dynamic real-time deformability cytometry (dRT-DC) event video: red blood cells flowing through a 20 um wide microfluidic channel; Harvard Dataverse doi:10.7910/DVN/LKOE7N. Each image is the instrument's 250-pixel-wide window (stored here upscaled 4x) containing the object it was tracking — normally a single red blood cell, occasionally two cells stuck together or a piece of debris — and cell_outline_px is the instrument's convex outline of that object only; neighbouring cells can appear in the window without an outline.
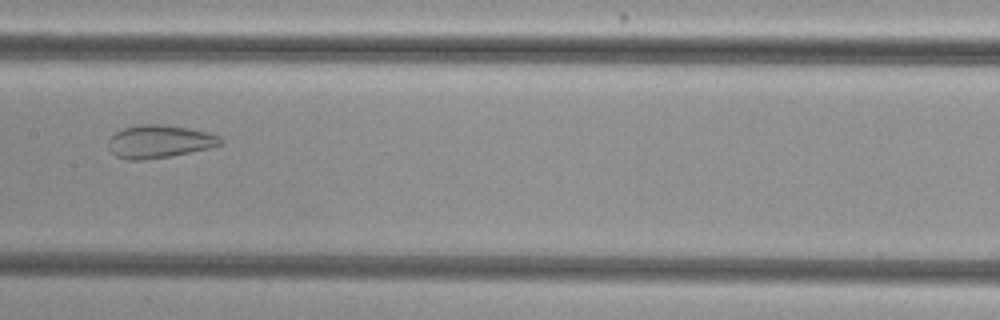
{"species": "common noctule bat (a hibernating species)", "species_latin": "Nyctalus noctula", "temperature_condition": "cold", "stored_images_in_passage": 38, "camera_frame_rate_fps": 3000, "um_per_image_px": 0.085, "animal": {"sex": "female", "body_mass_g": 29.2, "forearm_length_mm": 56.3}, "frame": {"image": 1, "passage_image": 12, "time_ms": 3.667, "image_size_px": [1000, 320], "cell_outline_px": [[224, 140], [220, 144], [208, 148], [168, 156], [144, 160], [128, 160], [116, 156], [108, 148], [108, 140], [116, 132], [124, 128], [140, 124], [164, 124], [188, 128], [208, 132], [220, 136]], "centroid_in_image_um": [13.53, 12.02], "position_along_channel_um": 193.9, "area_um2": 21.39}}
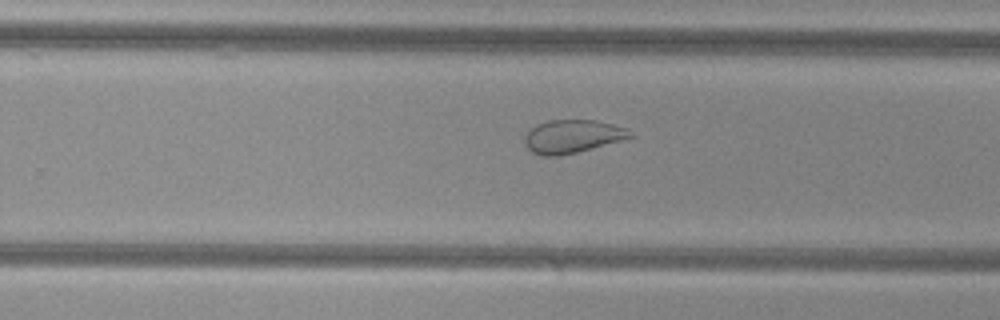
{"frame": {"image": 2, "passage_image": 19, "time_ms": 6.0, "image_size_px": [1000, 320], "cell_outline_px": [[636, 136], [624, 140], [560, 156], [544, 156], [532, 152], [528, 148], [524, 140], [524, 136], [536, 124], [548, 120], [596, 120], [628, 128]], "centroid_in_image_um": [48.69, 11.59], "position_along_channel_um": 281.1, "area_um2": 20.52}}
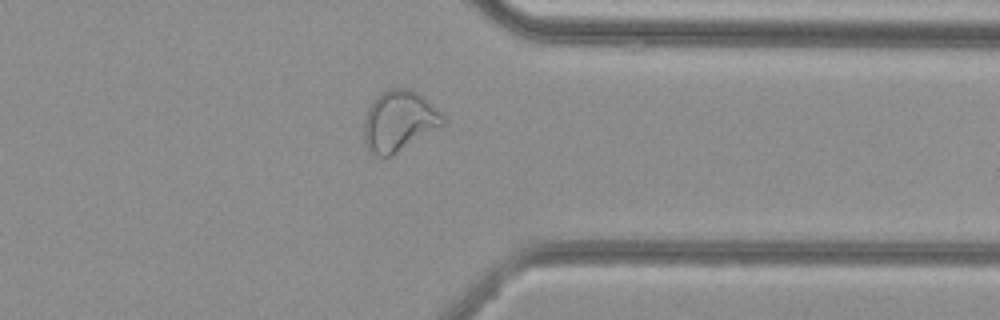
{"frame": {"image": 3, "passage_image": 27, "time_ms": 8.667, "image_size_px": [1000, 320], "cell_outline_px": [[444, 124], [392, 156], [376, 156], [368, 152], [364, 140], [364, 120], [368, 108], [376, 96], [380, 92], [388, 88], [408, 88], [416, 92], [444, 112]], "centroid_in_image_um": [33.91, 10.28], "position_along_channel_um": 377.5, "area_um2": 28.09}, "authors_computed_cell_mechanics": {"area_um2": 25.721, "velocity_mm_per_s": 3.7506, "shape_relaxation_time_tau1_ms": null, "shape_relaxation_time_tau2_ms": 1.2524, "deformation_change_tau1": null, "deformation_change_tau2": 0.0797}}